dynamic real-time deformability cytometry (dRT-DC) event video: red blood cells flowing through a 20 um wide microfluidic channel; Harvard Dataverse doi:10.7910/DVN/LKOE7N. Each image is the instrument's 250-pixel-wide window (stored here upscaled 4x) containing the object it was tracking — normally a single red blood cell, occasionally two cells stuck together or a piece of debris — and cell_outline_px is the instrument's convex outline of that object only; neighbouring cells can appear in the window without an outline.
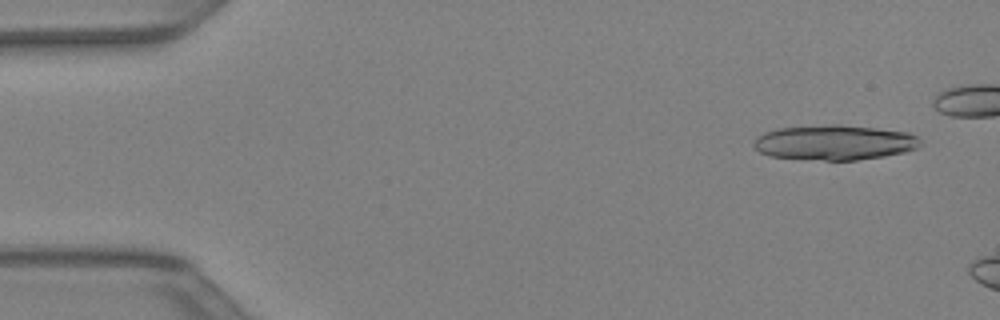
{"species": "Egyptian fruit bat (a non-hibernating species)", "species_latin": "Rousettus aegyptiacus", "temperature_condition": "warm", "stored_images_in_passage": 8, "camera_frame_rate_fps": 3000, "um_per_image_px": 0.085, "animal": {"sex": "female"}, "frame": {"image": 1, "passage_image": 3, "time_ms": 0.667, "image_size_px": [1000, 320], "cell_outline_px": [[924, 144], [916, 148], [904, 152], [884, 156], [856, 160], [824, 160], [768, 156], [760, 152], [752, 144], [764, 132], [776, 128], [832, 124], [840, 124], [876, 128], [908, 132], [916, 136]], "centroid_in_image_um": [70.95, 12.1], "position_along_channel_um": 14.0, "area_um2": 33.99}}